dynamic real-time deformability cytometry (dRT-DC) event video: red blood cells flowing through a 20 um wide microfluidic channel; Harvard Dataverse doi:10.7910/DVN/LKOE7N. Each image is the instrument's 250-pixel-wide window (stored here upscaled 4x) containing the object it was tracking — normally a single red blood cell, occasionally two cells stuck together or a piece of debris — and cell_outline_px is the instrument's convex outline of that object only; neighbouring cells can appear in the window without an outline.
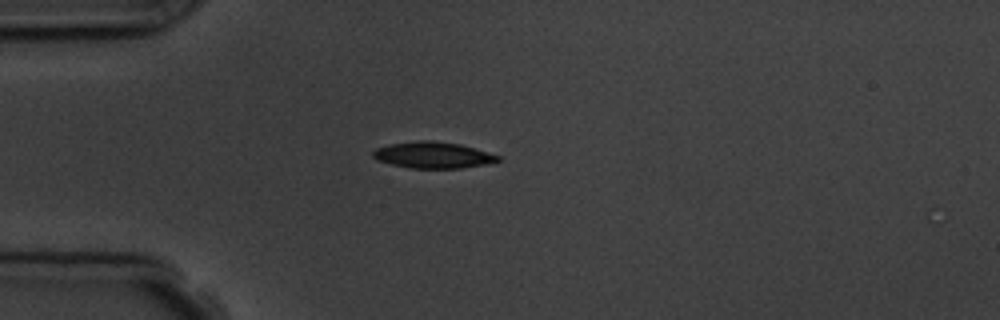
{"species": "common noctule bat (a hibernating species)", "species_latin": "Nyctalus noctula", "temperature_condition": "room temperature", "stored_images_in_passage": 1, "camera_frame_rate_fps": 3000, "um_per_image_px": 0.085, "animal": {"sex": "male", "body_mass_g": 19.5, "forearm_length_mm": 54.6}, "frame": {"image": 1, "passage_image": 1, "time_ms": 0.0, "image_size_px": [1000, 320], "cell_outline_px": [[500, 160], [484, 164], [460, 168], [412, 168], [392, 164], [376, 160], [372, 156], [372, 152], [376, 148], [388, 144], [420, 140], [432, 140], [460, 144], [488, 152], [500, 156]], "centroid_in_image_um": [36.76, 13.17], "position_along_channel_um": 48.2, "area_um2": 19.07}}